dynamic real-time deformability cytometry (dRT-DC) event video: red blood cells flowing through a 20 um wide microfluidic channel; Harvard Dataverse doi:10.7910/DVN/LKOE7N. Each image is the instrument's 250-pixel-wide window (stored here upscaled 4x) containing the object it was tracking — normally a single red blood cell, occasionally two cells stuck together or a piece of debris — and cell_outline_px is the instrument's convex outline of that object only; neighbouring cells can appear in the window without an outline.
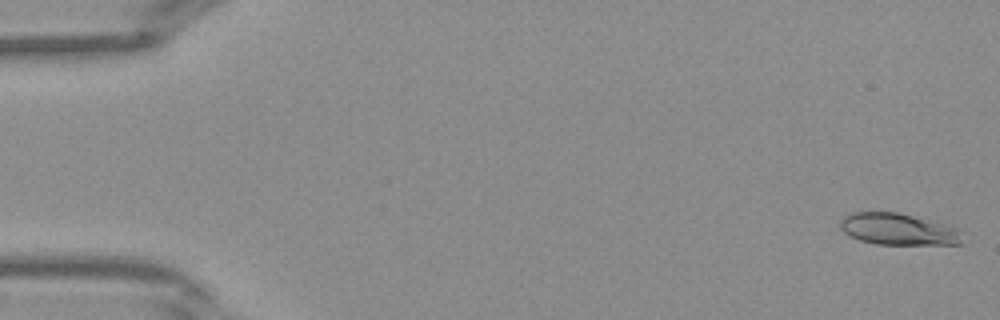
{"species": "Egyptian fruit bat (a non-hibernating species)", "species_latin": "Rousettus aegyptiacus", "temperature_condition": "warm", "stored_images_in_passage": 41, "camera_frame_rate_fps": 3000, "um_per_image_px": 0.085, "frame": {"image": 1, "passage_image": 1, "time_ms": 0.0, "image_size_px": [1000, 320], "cell_outline_px": [[960, 244], [876, 244], [860, 240], [844, 232], [840, 228], [840, 220], [844, 216], [852, 212], [896, 212], [960, 228]], "centroid_in_image_um": [76.31, 19.48], "position_along_channel_um": 8.7, "area_um2": 22.2}}
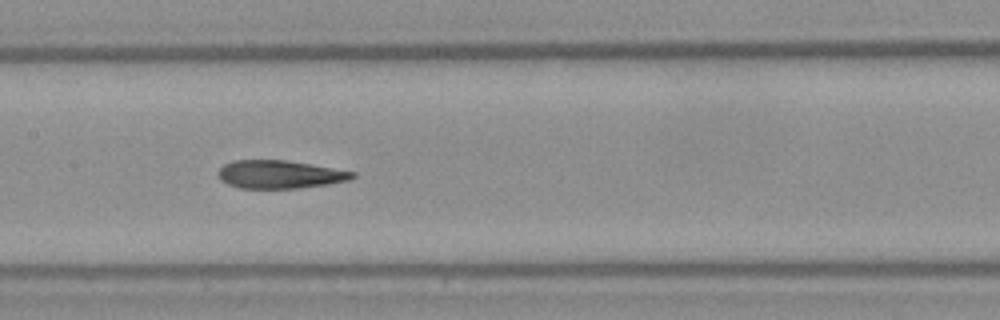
{"frame": {"image": 2, "passage_image": 20, "time_ms": 6.333, "image_size_px": [1000, 320], "cell_outline_px": [[356, 176], [348, 180], [328, 184], [300, 188], [240, 188], [228, 184], [220, 180], [216, 176], [216, 172], [224, 164], [232, 160], [284, 160], [356, 172]], "centroid_in_image_um": [23.72, 14.82], "position_along_channel_um": 183.7, "area_um2": 21.96}}
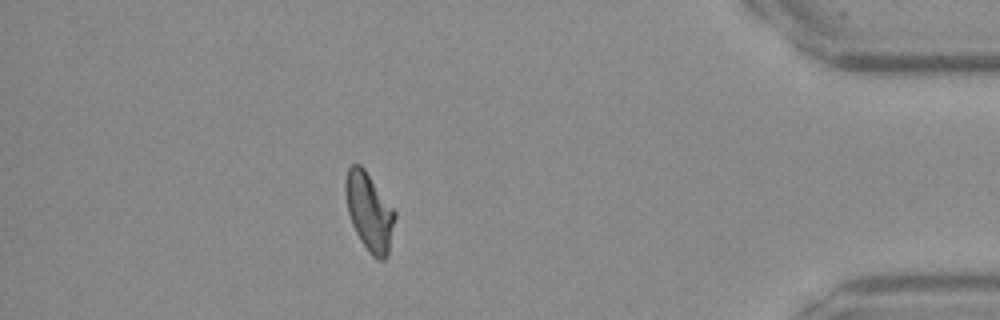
{"frame": {"image": 3, "passage_image": 36, "time_ms": 11.667, "image_size_px": [1000, 320], "cell_outline_px": [[396, 216], [388, 256], [384, 260], [376, 260], [368, 252], [360, 240], [352, 224], [348, 212], [344, 192], [344, 184], [348, 168], [352, 164], [360, 164], [364, 168], [396, 212]], "centroid_in_image_um": [31.39, 18.02], "position_along_channel_um": 403.8, "area_um2": 22.6}}